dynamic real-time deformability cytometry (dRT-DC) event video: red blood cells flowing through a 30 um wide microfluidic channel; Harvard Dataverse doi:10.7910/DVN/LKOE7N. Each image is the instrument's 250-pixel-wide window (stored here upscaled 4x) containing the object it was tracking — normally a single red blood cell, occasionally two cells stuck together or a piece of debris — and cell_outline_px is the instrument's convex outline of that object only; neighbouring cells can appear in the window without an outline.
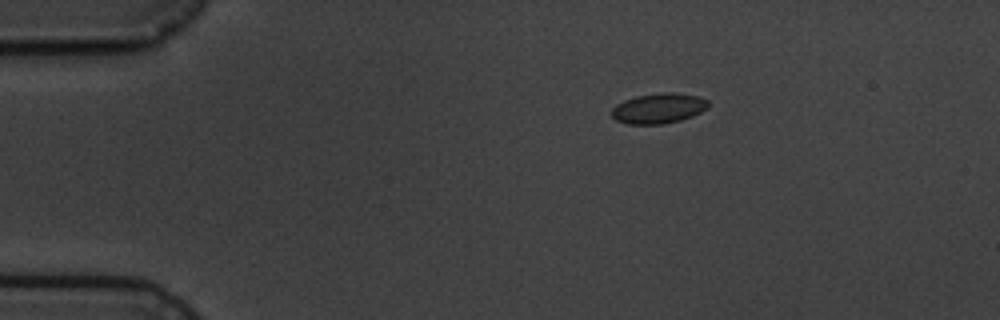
{"species": "common noctule bat (a hibernating species)", "species_latin": "Nyctalus noctula", "temperature_condition": "cold", "stored_images_in_passage": 5, "camera_frame_rate_fps": 3000, "um_per_image_px": 0.085, "animal": {"sex": "male", "body_mass_g": 19.5, "forearm_length_mm": 54.6}, "frame": {"image": 1, "passage_image": 3, "time_ms": 3.333, "image_size_px": [1000, 320], "cell_outline_px": [[708, 108], [692, 116], [680, 120], [664, 124], [628, 124], [616, 120], [612, 116], [612, 108], [616, 104], [624, 100], [636, 96], [664, 92], [672, 92], [700, 96], [708, 100]], "centroid_in_image_um": [55.99, 9.2], "position_along_channel_um": 29.0, "area_um2": 17.05}}